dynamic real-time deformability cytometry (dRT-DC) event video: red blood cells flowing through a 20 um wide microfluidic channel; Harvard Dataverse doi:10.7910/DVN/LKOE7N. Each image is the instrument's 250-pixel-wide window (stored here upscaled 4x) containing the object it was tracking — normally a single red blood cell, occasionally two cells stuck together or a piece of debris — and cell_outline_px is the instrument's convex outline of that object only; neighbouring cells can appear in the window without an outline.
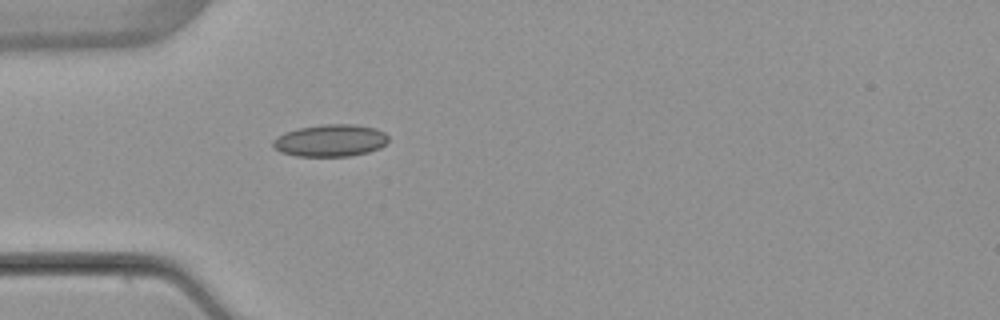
{"species": "common noctule bat (a hibernating species)", "species_latin": "Nyctalus noctula", "temperature_condition": "warm", "stored_images_in_passage": 3, "camera_frame_rate_fps": 3000, "um_per_image_px": 0.085, "animal": {"sex": "female", "body_mass_g": 22.7, "forearm_length_mm": 54.2}, "frame": {"image": 1, "passage_image": 3, "time_ms": 4.0, "image_size_px": [1000, 320], "cell_outline_px": [[388, 140], [380, 148], [368, 152], [348, 156], [296, 156], [280, 152], [272, 144], [272, 140], [284, 132], [300, 128], [324, 124], [356, 124], [376, 128], [384, 132], [388, 136]], "centroid_in_image_um": [28.09, 11.94], "position_along_channel_um": 56.9, "area_um2": 21.62}}